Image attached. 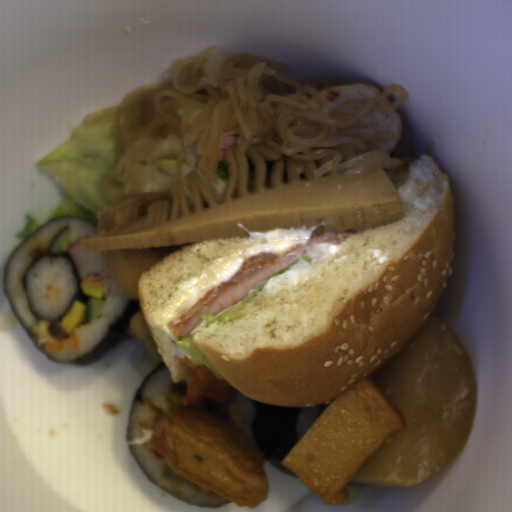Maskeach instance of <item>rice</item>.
<instances>
[{
    "mask_svg": "<svg viewBox=\"0 0 512 512\" xmlns=\"http://www.w3.org/2000/svg\"><path fill=\"white\" fill-rule=\"evenodd\" d=\"M68 226L70 247L84 236H96L91 223L78 219H60L49 222L29 237L10 260L4 276L8 303L28 336L42 354L55 362H73L87 353L107 332L127 304L126 297L111 275L100 279L103 287V313L89 321L87 317L69 336L58 344L46 343L40 333V319L33 316L23 286L24 274L40 254L48 253V246L57 232Z\"/></svg>",
    "mask_w": 512,
    "mask_h": 512,
    "instance_id": "652b925c",
    "label": "rice"
},
{
    "mask_svg": "<svg viewBox=\"0 0 512 512\" xmlns=\"http://www.w3.org/2000/svg\"><path fill=\"white\" fill-rule=\"evenodd\" d=\"M188 380L189 378L174 382L166 366L153 374L130 416V445L138 461L156 484L189 502L207 507L224 504L227 499L210 490H203L180 476L169 467L165 459H158L152 453L153 428L177 406H183Z\"/></svg>",
    "mask_w": 512,
    "mask_h": 512,
    "instance_id": "023b6e5f",
    "label": "rice"
},
{
    "mask_svg": "<svg viewBox=\"0 0 512 512\" xmlns=\"http://www.w3.org/2000/svg\"><path fill=\"white\" fill-rule=\"evenodd\" d=\"M27 293L33 310L47 319L64 314L75 293L76 284L65 258H43L26 277Z\"/></svg>",
    "mask_w": 512,
    "mask_h": 512,
    "instance_id": "8eca5e8b",
    "label": "rice"
},
{
    "mask_svg": "<svg viewBox=\"0 0 512 512\" xmlns=\"http://www.w3.org/2000/svg\"><path fill=\"white\" fill-rule=\"evenodd\" d=\"M234 389L235 393L228 401H216L205 396L193 407L218 413L226 417L230 422L240 424L251 441L257 446L259 436L255 427L251 397L243 394L236 388Z\"/></svg>",
    "mask_w": 512,
    "mask_h": 512,
    "instance_id": "acb35da6",
    "label": "rice"
},
{
    "mask_svg": "<svg viewBox=\"0 0 512 512\" xmlns=\"http://www.w3.org/2000/svg\"><path fill=\"white\" fill-rule=\"evenodd\" d=\"M330 404L301 407L299 416L300 439L310 429V427L315 423V421L324 413V411L330 406Z\"/></svg>",
    "mask_w": 512,
    "mask_h": 512,
    "instance_id": "b023fe2a",
    "label": "rice"
}]
</instances>
